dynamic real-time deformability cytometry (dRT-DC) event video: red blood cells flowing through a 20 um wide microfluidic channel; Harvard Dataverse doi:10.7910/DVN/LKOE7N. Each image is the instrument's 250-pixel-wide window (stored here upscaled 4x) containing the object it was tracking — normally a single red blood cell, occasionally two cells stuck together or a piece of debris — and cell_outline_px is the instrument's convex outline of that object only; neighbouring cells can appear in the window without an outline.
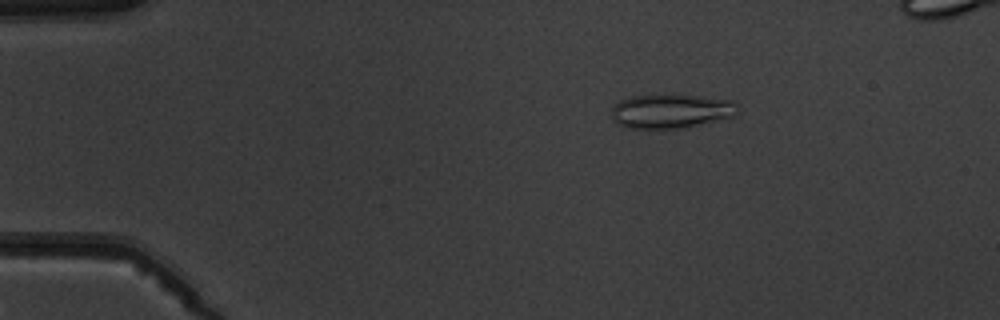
{"species": "common noctule bat (a hibernating species)", "species_latin": "Nyctalus noctula", "temperature_condition": "warm", "stored_images_in_passage": 2, "camera_frame_rate_fps": 3000, "um_per_image_px": 0.085, "animal": {"sex": "male", "body_mass_g": 19.5, "forearm_length_mm": 54.6}, "frame": {"image": 1, "passage_image": 2, "time_ms": 1.333, "image_size_px": [1000, 320], "cell_outline_px": [[740, 112], [736, 116], [688, 128], [628, 128], [616, 124], [612, 120], [612, 108], [620, 100], [632, 96], [664, 92], [700, 96], [732, 100], [736, 104]], "centroid_in_image_um": [57.06, 9.42], "position_along_channel_um": 27.9, "area_um2": 26.13}}